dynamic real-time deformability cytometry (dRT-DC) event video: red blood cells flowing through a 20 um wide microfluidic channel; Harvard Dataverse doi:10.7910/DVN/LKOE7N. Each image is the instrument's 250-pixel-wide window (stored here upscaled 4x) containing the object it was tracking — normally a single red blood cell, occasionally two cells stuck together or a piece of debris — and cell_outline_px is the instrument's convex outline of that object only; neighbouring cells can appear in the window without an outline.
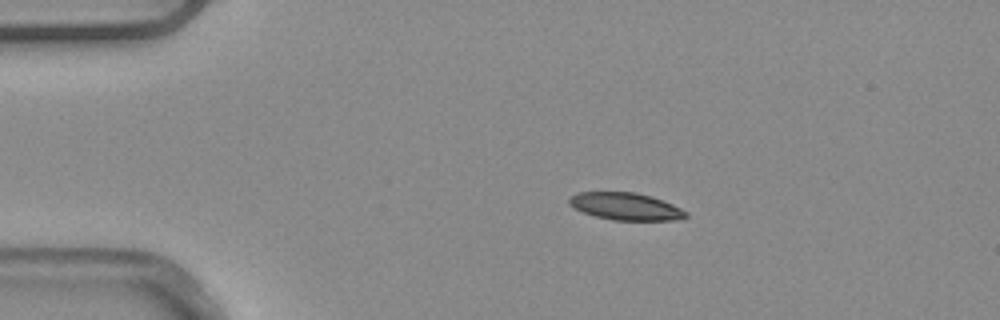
{"species": "common noctule bat (a hibernating species)", "species_latin": "Nyctalus noctula", "temperature_condition": "warm", "stored_images_in_passage": 2, "camera_frame_rate_fps": 3000, "um_per_image_px": 0.085, "animal": {"sex": "male", "body_mass_g": 20.4}, "frame": {"image": 1, "passage_image": 1, "time_ms": 0.0, "image_size_px": [1000, 320], "cell_outline_px": [[688, 216], [684, 220], [612, 220], [596, 216], [584, 212], [568, 204], [568, 200], [572, 196], [580, 192], [636, 192], [652, 196], [672, 204], [688, 212]], "centroid_in_image_um": [53.24, 17.55], "position_along_channel_um": 31.8, "area_um2": 18.55}}